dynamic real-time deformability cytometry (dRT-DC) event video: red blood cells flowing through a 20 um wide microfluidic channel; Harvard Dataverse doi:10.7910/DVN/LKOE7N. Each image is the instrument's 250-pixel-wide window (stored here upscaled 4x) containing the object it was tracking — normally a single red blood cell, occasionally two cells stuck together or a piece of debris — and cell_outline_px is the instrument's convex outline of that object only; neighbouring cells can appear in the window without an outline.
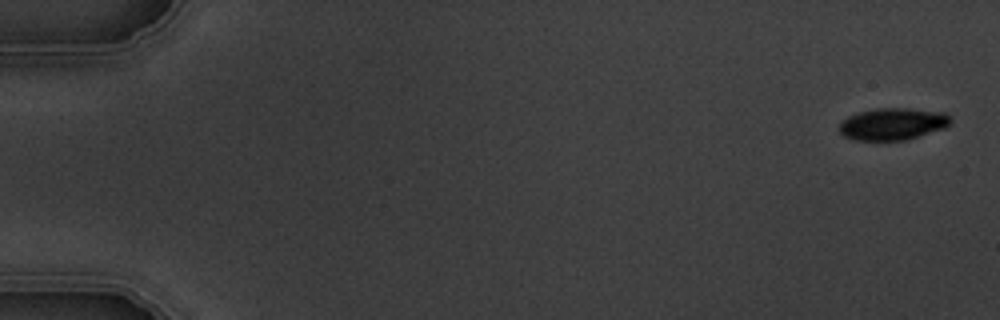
{"species": "common noctule bat (a hibernating species)", "species_latin": "Nyctalus noctula", "temperature_condition": "warm", "stored_images_in_passage": 7, "camera_frame_rate_fps": 3000, "um_per_image_px": 0.085, "animal": {"sex": "male", "body_mass_g": 19.5, "forearm_length_mm": 54.6}, "frame": {"image": 1, "passage_image": 1, "time_ms": 0.0, "image_size_px": [1000, 320], "cell_outline_px": [[952, 120], [944, 128], [908, 140], [852, 140], [844, 136], [840, 132], [840, 124], [848, 116], [860, 112], [876, 108], [912, 108], [944, 112]], "centroid_in_image_um": [75.89, 10.54], "position_along_channel_um": 9.1, "area_um2": 20.75}}
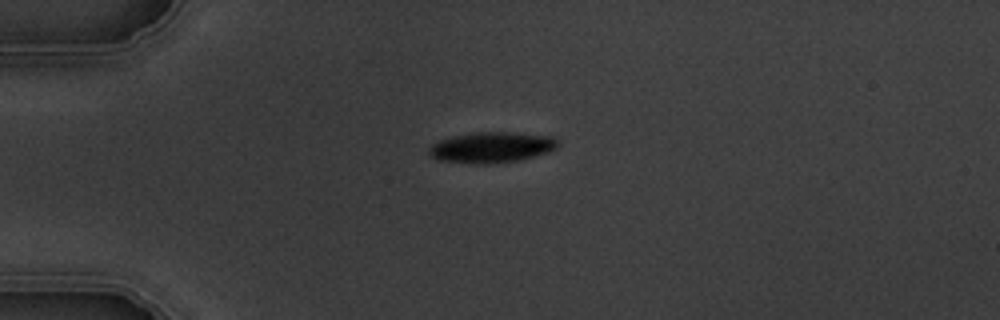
{"frame": {"image": 2, "passage_image": 4, "time_ms": 4.333, "image_size_px": [1000, 320], "cell_outline_px": [[556, 148], [548, 152], [520, 160], [488, 164], [476, 164], [440, 160], [432, 156], [428, 152], [428, 148], [432, 144], [440, 140], [452, 136], [476, 132], [512, 132], [552, 136], [556, 140]], "centroid_in_image_um": [41.76, 12.52], "position_along_channel_um": 43.2, "area_um2": 22.95}}